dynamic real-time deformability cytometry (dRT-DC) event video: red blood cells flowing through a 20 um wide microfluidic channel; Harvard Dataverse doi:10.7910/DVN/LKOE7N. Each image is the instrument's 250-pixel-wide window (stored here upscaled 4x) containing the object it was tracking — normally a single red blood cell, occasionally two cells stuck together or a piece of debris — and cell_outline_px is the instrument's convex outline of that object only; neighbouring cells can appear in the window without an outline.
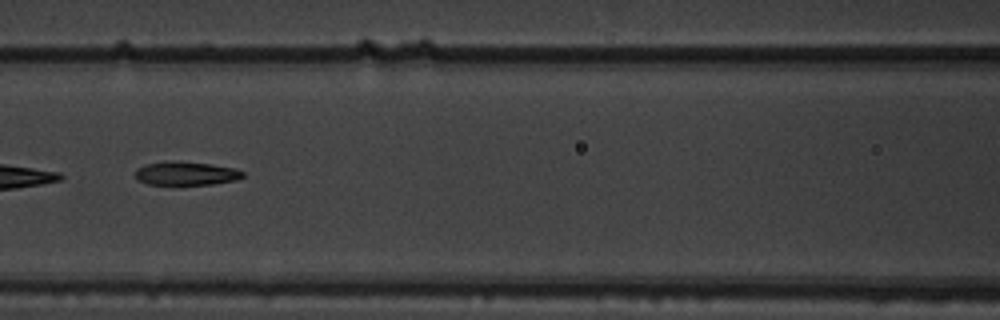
{"species": "common noctule bat (a hibernating species)", "species_latin": "Nyctalus noctula", "temperature_condition": "warm", "stored_images_in_passage": 7, "camera_frame_rate_fps": 3000, "um_per_image_px": 0.085, "animal": {"sex": "male", "body_mass_g": 19.5, "forearm_length_mm": 54.6}, "frame": {"image": 1, "passage_image": 7, "time_ms": 2.0, "image_size_px": [1000, 320], "cell_outline_px": [[244, 176], [236, 180], [212, 184], [148, 184], [140, 180], [136, 176], [136, 168], [144, 164], [172, 160], [212, 164], [236, 168], [244, 172]], "centroid_in_image_um": [15.84, 14.72], "position_along_channel_um": 150.8, "area_um2": 14.8}}